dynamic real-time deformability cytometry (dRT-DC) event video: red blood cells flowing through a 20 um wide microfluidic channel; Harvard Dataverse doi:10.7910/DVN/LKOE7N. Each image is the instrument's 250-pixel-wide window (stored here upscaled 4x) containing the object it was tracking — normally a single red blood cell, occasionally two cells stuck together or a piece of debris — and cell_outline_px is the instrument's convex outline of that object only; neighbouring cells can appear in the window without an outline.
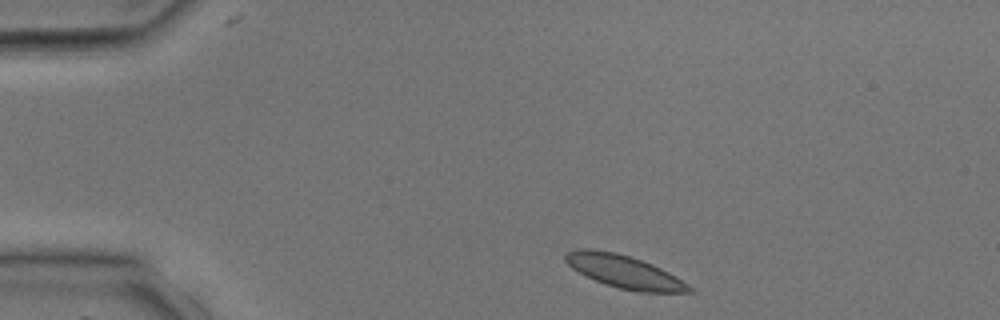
{"species": "common noctule bat (a hibernating species)", "species_latin": "Nyctalus noctula", "temperature_condition": "room temperature", "stored_images_in_passage": 1, "camera_frame_rate_fps": 3000, "um_per_image_px": 0.085, "animal": {"sex": "male", "body_mass_g": 17.9, "forearm_length_mm": 54.2}, "frame": {"image": 1, "passage_image": 1, "time_ms": 0.0, "image_size_px": [1000, 320], "cell_outline_px": [[696, 292], [636, 292], [604, 284], [572, 268], [564, 260], [564, 256], [568, 252], [580, 248], [588, 248], [616, 252], [652, 264], [676, 276], [688, 284]], "centroid_in_image_um": [53.07, 23.09], "position_along_channel_um": 31.9, "area_um2": 23.47}}